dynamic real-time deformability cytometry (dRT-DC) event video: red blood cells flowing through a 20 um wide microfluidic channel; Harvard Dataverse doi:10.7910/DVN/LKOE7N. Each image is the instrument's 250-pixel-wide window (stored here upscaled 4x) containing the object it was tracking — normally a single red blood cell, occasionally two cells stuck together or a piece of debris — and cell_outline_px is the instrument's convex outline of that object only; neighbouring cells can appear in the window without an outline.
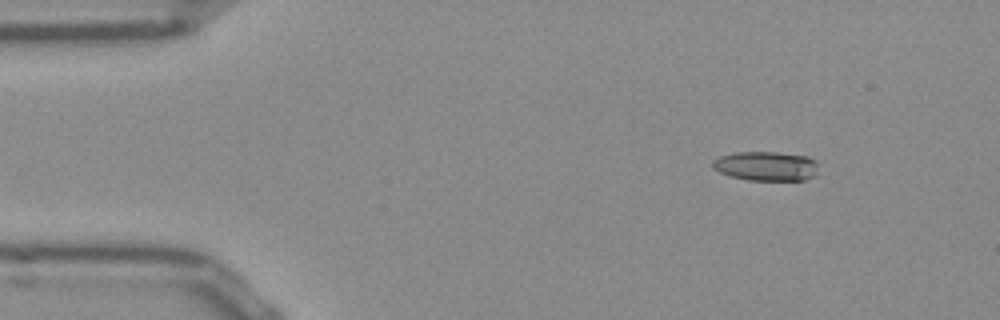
{"species": "Egyptian fruit bat (a non-hibernating species)", "species_latin": "Rousettus aegyptiacus", "temperature_condition": "room temperature", "stored_images_in_passage": 47, "camera_frame_rate_fps": 3000, "um_per_image_px": 0.085, "frame": {"image": 1, "passage_image": 1, "time_ms": 0.0, "image_size_px": [1000, 320], "cell_outline_px": [[816, 176], [804, 180], [748, 180], [728, 176], [712, 168], [712, 160], [720, 156], [736, 152], [776, 152], [808, 156], [816, 160]], "centroid_in_image_um": [65.11, 14.12], "position_along_channel_um": 19.9, "area_um2": 18.26}}
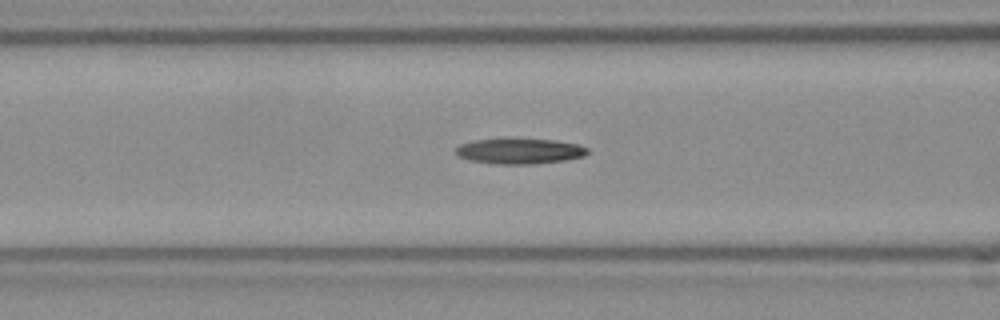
{"frame": {"image": 2, "passage_image": 15, "time_ms": 4.667, "image_size_px": [1000, 320], "cell_outline_px": [[588, 152], [584, 156], [564, 160], [536, 164], [496, 164], [472, 160], [460, 156], [452, 152], [460, 144], [472, 140], [556, 140], [576, 144], [588, 148]], "centroid_in_image_um": [44.16, 12.86], "position_along_channel_um": 122.4, "area_um2": 19.13}}
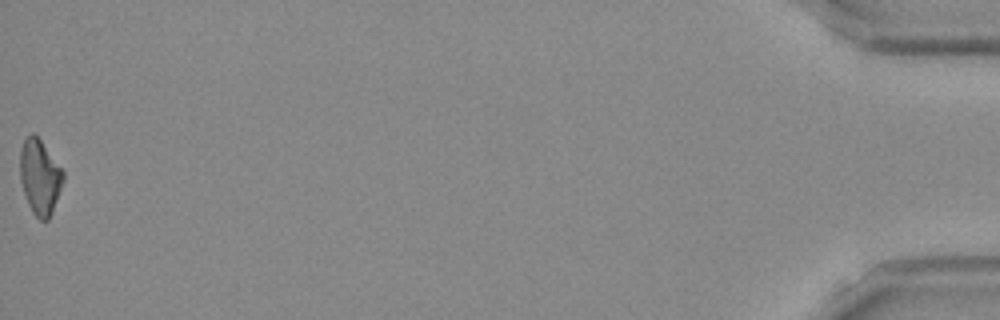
{"frame": {"image": 3, "passage_image": 47, "time_ms": 15.333, "image_size_px": [1000, 320], "cell_outline_px": [[64, 180], [52, 212], [48, 220], [40, 220], [32, 212], [28, 204], [20, 180], [20, 148], [24, 136], [32, 132], [40, 140], [64, 172]], "centroid_in_image_um": [3.37, 15.02], "position_along_channel_um": 431.8, "area_um2": 18.79}}